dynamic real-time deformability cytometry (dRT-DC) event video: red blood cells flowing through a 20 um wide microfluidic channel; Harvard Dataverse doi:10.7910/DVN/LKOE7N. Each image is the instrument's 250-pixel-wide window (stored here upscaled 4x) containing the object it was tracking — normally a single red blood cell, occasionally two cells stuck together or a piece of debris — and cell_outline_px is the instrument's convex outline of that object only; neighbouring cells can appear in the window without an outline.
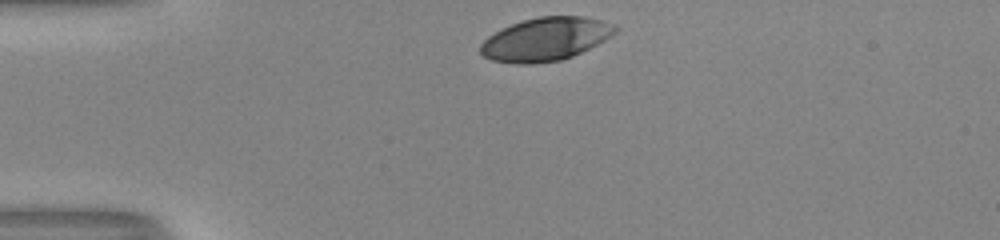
{"species": "human", "species_latin": "Homo sapiens", "temperature_condition": "room temperature", "stored_images_in_passage": 31, "camera_frame_rate_fps": 3000, "um_per_image_px": 0.085, "donor": {"sex": "male"}, "frame": {"image": 1, "passage_image": 1, "time_ms": 0.0, "image_size_px": [1000, 240], "cell_outline_px": [[620, 28], [616, 32], [604, 40], [572, 56], [560, 60], [532, 64], [516, 64], [492, 60], [484, 56], [480, 52], [480, 44], [488, 36], [512, 24], [524, 20], [540, 16], [584, 16], [616, 24]], "centroid_in_image_um": [46.38, 3.32], "position_along_channel_um": 38.6, "area_um2": 33.76}}
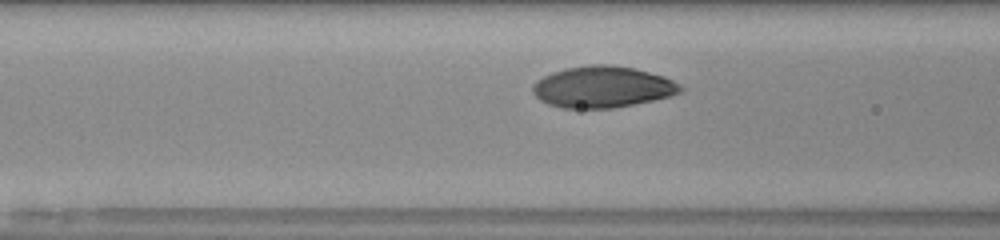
{"frame": {"image": 2, "passage_image": 10, "time_ms": 3.0, "image_size_px": [1000, 240], "cell_outline_px": [[684, 92], [672, 96], [612, 108], [560, 108], [548, 104], [540, 100], [532, 92], [532, 84], [536, 80], [552, 72], [564, 68], [592, 64], [612, 64], [636, 68], [664, 76], [680, 84], [684, 88]], "centroid_in_image_um": [51.22, 7.38], "position_along_channel_um": 115.4, "area_um2": 36.01}}
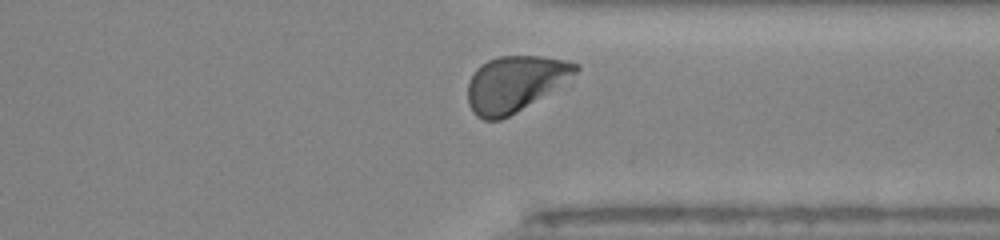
{"frame": {"image": 3, "passage_image": 29, "time_ms": 9.333, "image_size_px": [1000, 240], "cell_outline_px": [[580, 68], [576, 72], [516, 112], [500, 120], [484, 120], [476, 116], [472, 112], [468, 104], [468, 80], [476, 68], [480, 64], [488, 60], [500, 56], [540, 56], [568, 60], [580, 64]], "centroid_in_image_um": [43.68, 7.09], "position_along_channel_um": 367.7, "area_um2": 34.33}, "authors_computed_cell_mechanics": {"area_um2": 35.3158, "velocity_mm_per_s": 3.9805, "shape_relaxation_time_tau1_ms": 2.6174, "shape_relaxation_time_tau2_ms": null, "deformation_change_tau1": 0.1767, "deformation_change_tau2": null}}